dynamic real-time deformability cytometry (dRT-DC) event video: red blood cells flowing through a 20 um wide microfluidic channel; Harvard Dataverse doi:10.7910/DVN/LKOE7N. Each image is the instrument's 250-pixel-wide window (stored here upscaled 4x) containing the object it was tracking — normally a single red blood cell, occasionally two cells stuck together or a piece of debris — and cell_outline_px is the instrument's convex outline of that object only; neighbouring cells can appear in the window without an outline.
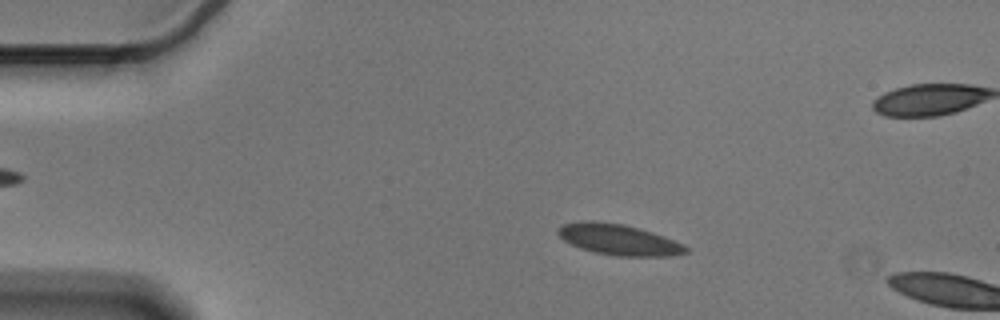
{"species": "Egyptian fruit bat (a non-hibernating species)", "species_latin": "Rousettus aegyptiacus", "temperature_condition": "cold", "stored_images_in_passage": 17, "camera_frame_rate_fps": 3000, "um_per_image_px": 0.085, "animal": {"sex": "male"}, "frame": {"image": 1, "passage_image": 10, "time_ms": 3.0, "image_size_px": [1000, 320], "cell_outline_px": [[688, 252], [668, 256], [616, 256], [596, 252], [580, 248], [564, 240], [556, 232], [556, 228], [564, 224], [584, 220], [592, 220], [624, 224], [640, 228], [664, 236], [684, 244], [688, 248]], "centroid_in_image_um": [52.58, 20.35], "position_along_channel_um": 32.4, "area_um2": 23.0}}